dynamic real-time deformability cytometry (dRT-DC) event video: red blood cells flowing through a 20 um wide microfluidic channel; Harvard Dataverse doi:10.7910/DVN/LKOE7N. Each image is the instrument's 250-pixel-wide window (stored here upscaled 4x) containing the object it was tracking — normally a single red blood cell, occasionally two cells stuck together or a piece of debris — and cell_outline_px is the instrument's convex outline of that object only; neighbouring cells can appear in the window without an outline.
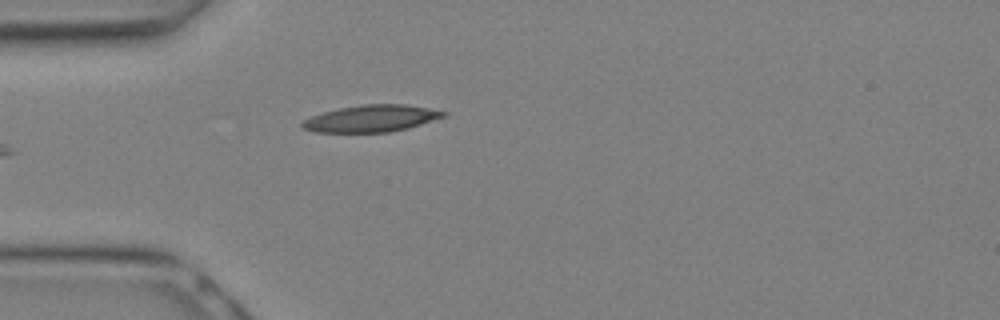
{"species": "Egyptian fruit bat (a non-hibernating species)", "species_latin": "Rousettus aegyptiacus", "temperature_condition": "warm", "stored_images_in_passage": 21, "camera_frame_rate_fps": 3000, "um_per_image_px": 0.085, "animal": {"sex": "female"}, "frame": {"image": 1, "passage_image": 9, "time_ms": 2.667, "image_size_px": [1000, 320], "cell_outline_px": [[436, 112], [432, 116], [424, 120], [412, 124], [396, 128], [372, 132], [340, 132], [316, 128], [360, 108], [412, 108]], "centroid_in_image_um": [32.03, 10.17], "position_along_channel_um": 53.0, "area_um2": 13.7}}
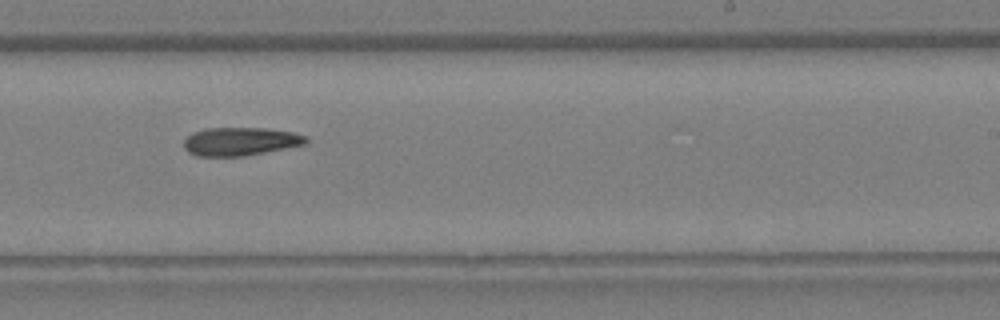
{"frame": {"image": 2, "passage_image": 18, "time_ms": 5.667, "image_size_px": [1000, 320], "cell_outline_px": [[300, 140], [288, 144], [248, 152], [200, 152], [192, 148], [188, 144], [192, 140], [220, 132], [276, 132], [296, 136]], "centroid_in_image_um": [20.49, 12.04], "position_along_channel_um": 268.5, "area_um2": 12.31}}
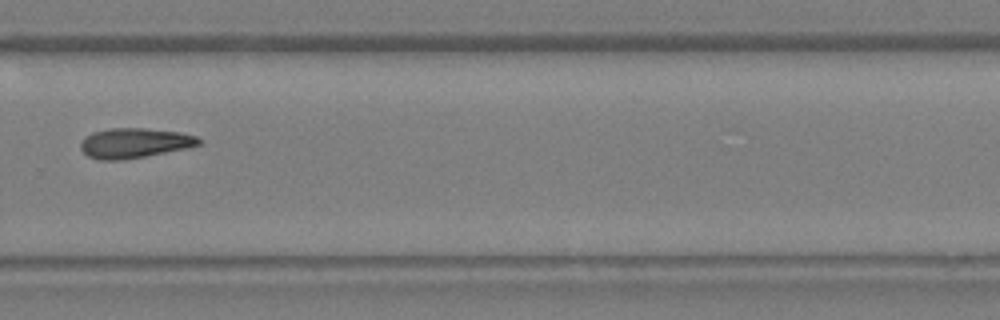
{"frame": {"image": 3, "passage_image": 20, "time_ms": 6.333, "image_size_px": [1000, 320], "cell_outline_px": [[196, 140], [192, 144], [132, 156], [96, 156], [88, 152], [84, 148], [108, 132], [160, 132], [184, 136]], "centroid_in_image_um": [11.52, 12.19], "position_along_channel_um": 318.3, "area_um2": 13.87}}